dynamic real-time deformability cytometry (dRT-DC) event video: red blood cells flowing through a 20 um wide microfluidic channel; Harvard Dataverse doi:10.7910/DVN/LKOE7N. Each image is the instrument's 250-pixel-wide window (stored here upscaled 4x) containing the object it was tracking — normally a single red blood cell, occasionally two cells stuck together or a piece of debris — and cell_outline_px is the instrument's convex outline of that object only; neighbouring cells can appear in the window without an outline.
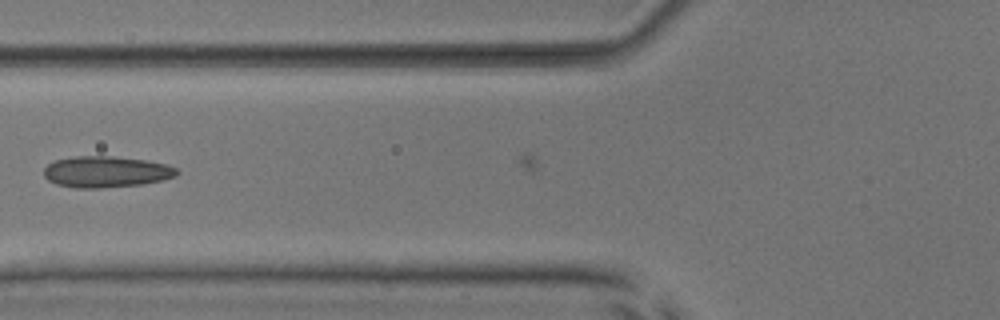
{"species": "common noctule bat (a hibernating species)", "species_latin": "Nyctalus noctula", "temperature_condition": "room temperature", "stored_images_in_passage": 7, "camera_frame_rate_fps": 3000, "um_per_image_px": 0.085, "animal": {"sex": "male", "body_mass_g": 17.9, "forearm_length_mm": 54.2}, "frame": {"image": 1, "passage_image": 6, "time_ms": 1.667, "image_size_px": [1000, 320], "cell_outline_px": [[180, 172], [176, 176], [164, 180], [144, 184], [100, 188], [76, 188], [56, 184], [48, 180], [44, 176], [44, 168], [48, 164], [56, 160], [72, 156], [112, 156], [144, 160], [164, 164], [176, 168]], "centroid_in_image_um": [9.01, 14.61], "position_along_channel_um": 116.8, "area_um2": 24.28}}